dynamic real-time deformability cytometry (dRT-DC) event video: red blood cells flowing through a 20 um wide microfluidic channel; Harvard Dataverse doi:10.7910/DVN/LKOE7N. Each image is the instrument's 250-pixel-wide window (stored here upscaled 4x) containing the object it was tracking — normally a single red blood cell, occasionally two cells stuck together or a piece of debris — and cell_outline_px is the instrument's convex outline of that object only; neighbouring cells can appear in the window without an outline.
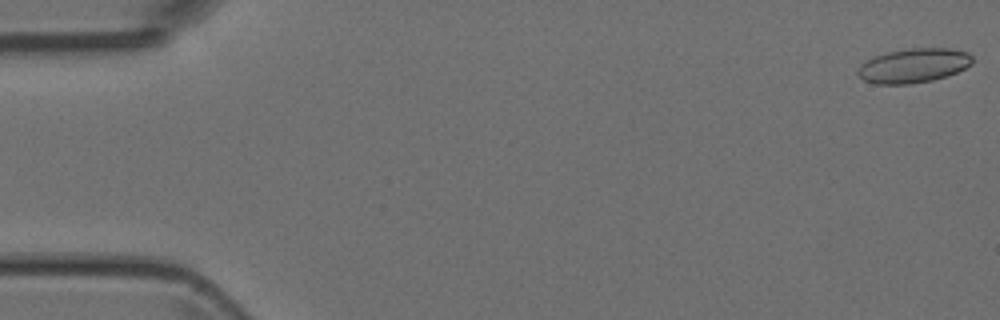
{"species": "Egyptian fruit bat (a non-hibernating species)", "species_latin": "Rousettus aegyptiacus", "temperature_condition": "room temperature", "stored_images_in_passage": 49, "camera_frame_rate_fps": 3000, "um_per_image_px": 0.085, "animal": {"sex": "female"}, "frame": {"image": 1, "passage_image": 1, "time_ms": 0.0, "image_size_px": [1000, 320], "cell_outline_px": [[972, 64], [956, 72], [932, 80], [908, 84], [876, 84], [864, 80], [856, 72], [860, 64], [876, 56], [888, 52], [908, 48], [948, 48], [968, 52], [972, 56]], "centroid_in_image_um": [77.65, 5.57], "position_along_channel_um": 7.4, "area_um2": 22.72}}
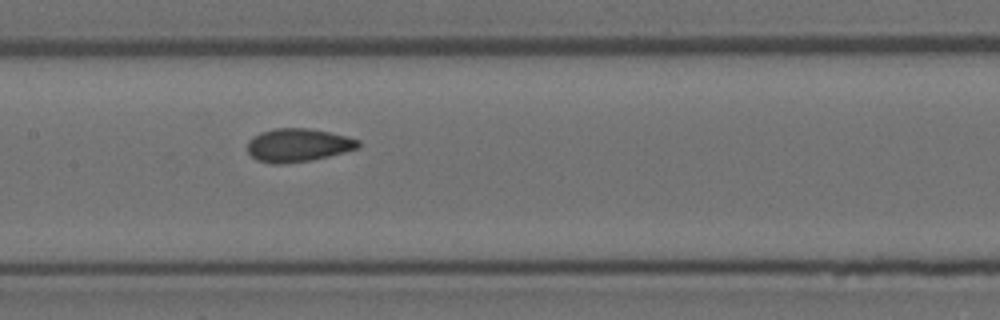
{"frame": {"image": 2, "passage_image": 24, "time_ms": 7.667, "image_size_px": [1000, 320], "cell_outline_px": [[360, 148], [312, 160], [284, 164], [272, 164], [256, 160], [248, 152], [248, 140], [260, 132], [272, 128], [308, 128], [348, 136], [360, 140]], "centroid_in_image_um": [25.33, 12.34], "position_along_channel_um": 182.1, "area_um2": 21.68}}
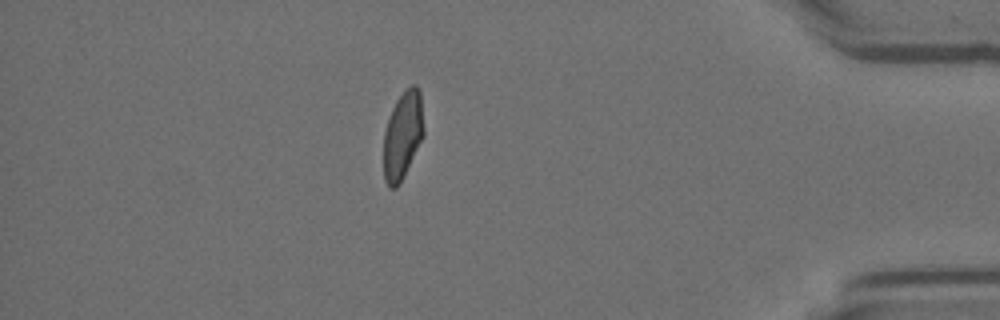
{"frame": {"image": 3, "passage_image": 43, "time_ms": 14.0, "image_size_px": [1000, 320], "cell_outline_px": [[424, 136], [404, 176], [396, 188], [388, 188], [384, 180], [384, 132], [392, 108], [396, 100], [412, 84], [416, 84], [420, 88], [424, 128]], "centroid_in_image_um": [34.24, 11.5], "position_along_channel_um": 401.0, "area_um2": 20.63}}